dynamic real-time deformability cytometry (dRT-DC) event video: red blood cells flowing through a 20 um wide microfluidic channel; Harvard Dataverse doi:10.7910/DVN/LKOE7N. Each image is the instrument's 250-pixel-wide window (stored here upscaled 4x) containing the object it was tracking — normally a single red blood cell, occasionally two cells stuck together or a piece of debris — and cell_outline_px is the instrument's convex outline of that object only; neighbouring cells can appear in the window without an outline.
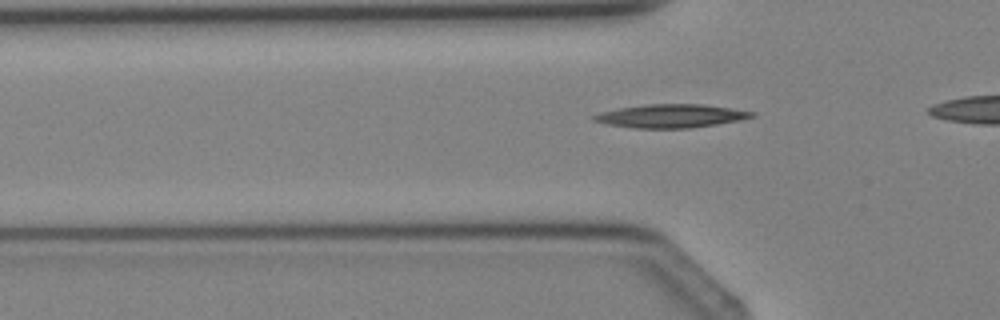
{"species": "Egyptian fruit bat (a non-hibernating species)", "species_latin": "Rousettus aegyptiacus", "temperature_condition": "cold", "stored_images_in_passage": 4, "camera_frame_rate_fps": 3000, "um_per_image_px": 0.085, "animal": {"sex": "female"}, "frame": {"image": 1, "passage_image": 4, "time_ms": 3.667, "image_size_px": [1000, 320], "cell_outline_px": [[756, 116], [740, 120], [716, 124], [688, 128], [636, 128], [608, 124], [592, 120], [592, 116], [600, 112], [620, 108], [648, 104], [704, 104], [756, 112]], "centroid_in_image_um": [57.05, 9.85], "position_along_channel_um": 68.7, "area_um2": 21.39}}